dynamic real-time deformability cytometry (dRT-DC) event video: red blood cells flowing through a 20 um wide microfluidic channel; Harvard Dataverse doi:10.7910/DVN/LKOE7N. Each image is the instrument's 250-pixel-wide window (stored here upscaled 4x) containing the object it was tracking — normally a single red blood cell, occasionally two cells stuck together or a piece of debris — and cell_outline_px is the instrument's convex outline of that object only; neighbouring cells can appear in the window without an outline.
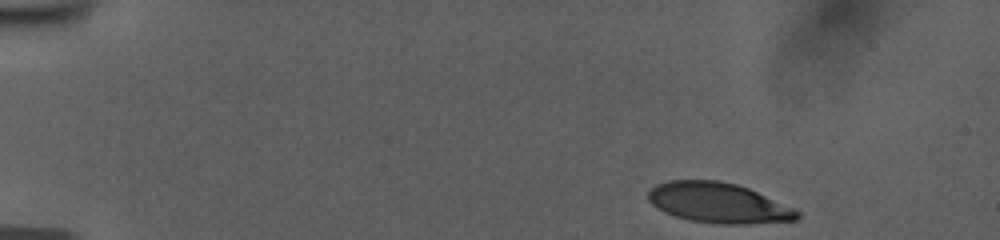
{"species": "human", "species_latin": "Homo sapiens", "temperature_condition": "room temperature", "stored_images_in_passage": 49, "camera_frame_rate_fps": 3000, "um_per_image_px": 0.085, "donor": {"sex": "female"}, "frame": {"image": 1, "passage_image": 1, "time_ms": 0.0, "image_size_px": [1000, 240], "cell_outline_px": [[800, 216], [796, 220], [744, 224], [716, 224], [688, 220], [664, 212], [652, 204], [648, 200], [648, 192], [656, 184], [668, 180], [716, 180], [736, 184], [748, 188], [792, 208], [800, 212]], "centroid_in_image_um": [61.02, 17.25], "position_along_channel_um": 24.0, "area_um2": 34.68}}
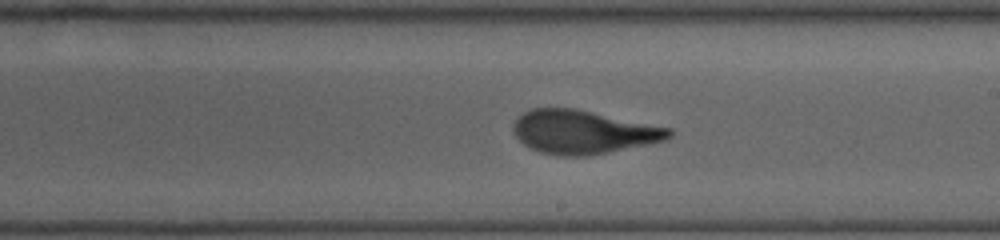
{"frame": {"image": 2, "passage_image": 27, "time_ms": 8.667, "image_size_px": [1000, 240], "cell_outline_px": [[672, 136], [668, 140], [608, 152], [584, 156], [556, 156], [540, 152], [524, 144], [516, 136], [512, 128], [512, 124], [524, 112], [532, 108], [572, 108], [672, 128]], "centroid_in_image_um": [49.57, 11.22], "position_along_channel_um": 239.4, "area_um2": 39.3}}
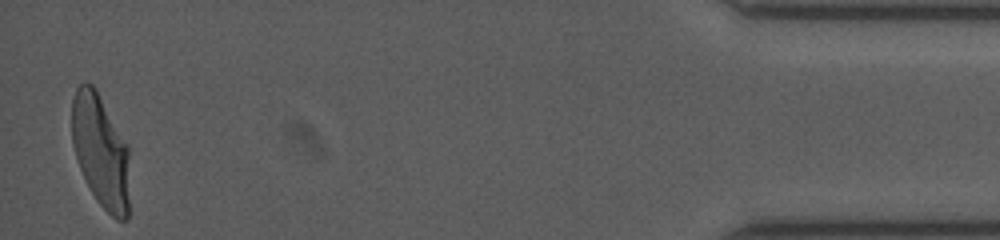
{"frame": {"image": 3, "passage_image": 48, "time_ms": 15.667, "image_size_px": [1000, 240], "cell_outline_px": [[128, 220], [116, 220], [96, 200], [80, 168], [72, 144], [72, 100], [76, 88], [84, 80], [92, 84], [96, 88], [128, 144]], "centroid_in_image_um": [8.55, 12.8], "position_along_channel_um": 426.6, "area_um2": 38.09}, "authors_computed_cell_mechanics": {"area_um2": 39.015, "velocity_mm_per_s": 3.7435, "shape_relaxation_time_tau1_ms": 4.3901, "shape_relaxation_time_tau2_ms": 0.7842, "deformation_change_tau1": 0.2133, "deformation_change_tau2": 0.0727}}